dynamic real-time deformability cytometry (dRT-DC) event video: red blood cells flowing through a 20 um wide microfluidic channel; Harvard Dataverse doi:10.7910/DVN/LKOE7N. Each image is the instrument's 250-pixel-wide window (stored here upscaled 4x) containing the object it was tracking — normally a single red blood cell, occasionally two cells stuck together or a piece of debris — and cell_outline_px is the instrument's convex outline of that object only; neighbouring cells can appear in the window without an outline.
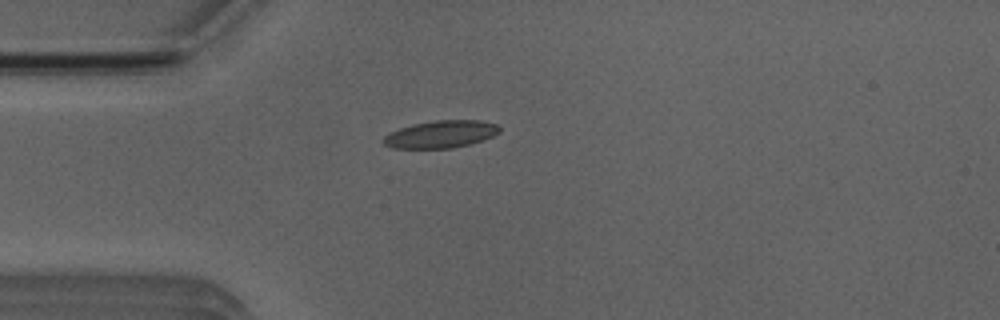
{"species": "Egyptian fruit bat (a non-hibernating species)", "species_latin": "Rousettus aegyptiacus", "temperature_condition": "room temperature", "stored_images_in_passage": 4, "camera_frame_rate_fps": 3000, "um_per_image_px": 0.085, "animal": {"sex": "male"}, "frame": {"image": 1, "passage_image": 4, "time_ms": 3.667, "image_size_px": [1000, 320], "cell_outline_px": [[500, 132], [484, 140], [452, 148], [392, 148], [384, 144], [380, 140], [384, 136], [400, 128], [412, 124], [436, 120], [480, 120], [496, 124], [500, 128]], "centroid_in_image_um": [37.46, 11.41], "position_along_channel_um": 47.5, "area_um2": 18.5}}